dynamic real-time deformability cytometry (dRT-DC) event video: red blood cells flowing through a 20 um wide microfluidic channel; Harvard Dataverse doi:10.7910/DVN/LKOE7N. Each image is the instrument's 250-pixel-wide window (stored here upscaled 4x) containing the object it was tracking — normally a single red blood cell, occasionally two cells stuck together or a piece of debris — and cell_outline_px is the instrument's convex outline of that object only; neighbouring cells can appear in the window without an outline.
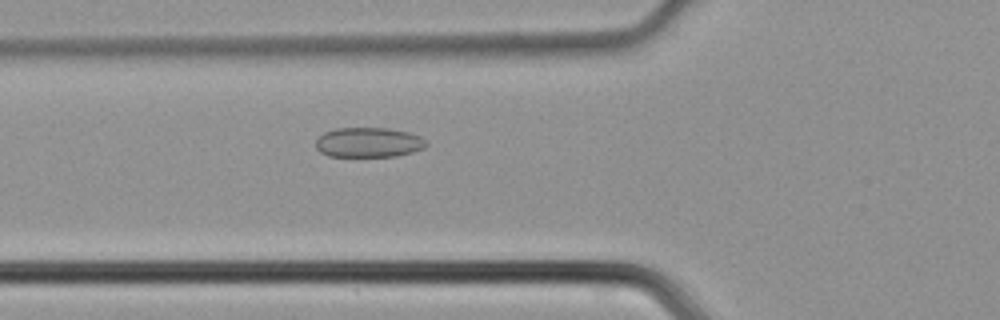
{"species": "common noctule bat (a hibernating species)", "species_latin": "Nyctalus noctula", "temperature_condition": "cold", "stored_images_in_passage": 40, "camera_frame_rate_fps": 3000, "um_per_image_px": 0.085, "animal": {"sex": "male", "body_mass_g": 21.5, "forearm_length_mm": 52.0}, "frame": {"image": 1, "passage_image": 11, "time_ms": 3.333, "image_size_px": [1000, 320], "cell_outline_px": [[428, 144], [424, 148], [412, 152], [396, 156], [328, 156], [320, 152], [316, 148], [316, 140], [324, 132], [336, 128], [388, 128], [408, 132], [420, 136], [428, 140]], "centroid_in_image_um": [31.35, 12.1], "position_along_channel_um": 94.5, "area_um2": 19.31}}
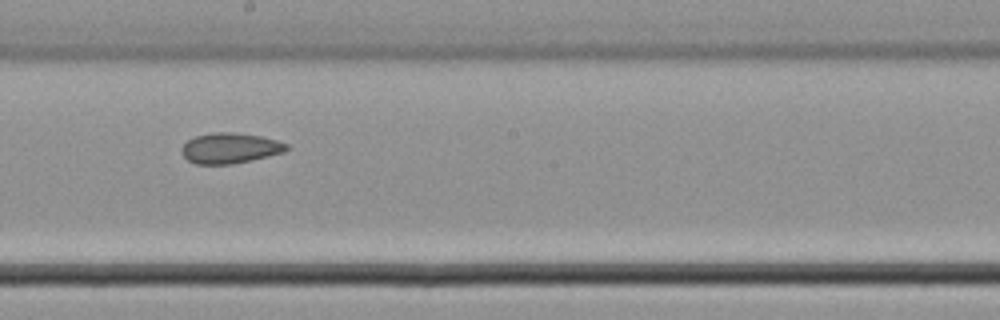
{"frame": {"image": 2, "passage_image": 20, "time_ms": 6.333, "image_size_px": [1000, 320], "cell_outline_px": [[288, 148], [284, 152], [252, 160], [232, 164], [196, 164], [188, 160], [180, 152], [180, 148], [188, 140], [196, 136], [212, 132], [232, 132], [260, 136], [276, 140], [288, 144]], "centroid_in_image_um": [19.53, 12.59], "position_along_channel_um": 228.7, "area_um2": 18.61}}
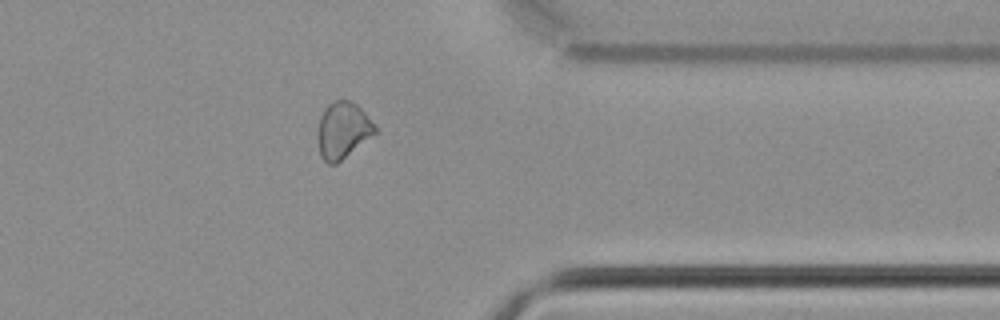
{"frame": {"image": 3, "passage_image": 31, "time_ms": 10.0, "image_size_px": [1000, 320], "cell_outline_px": [[376, 132], [336, 164], [328, 164], [320, 156], [320, 116], [324, 108], [332, 100], [348, 100], [356, 104], [364, 112], [376, 128]], "centroid_in_image_um": [29.14, 11.05], "position_along_channel_um": 382.3, "area_um2": 18.15}}